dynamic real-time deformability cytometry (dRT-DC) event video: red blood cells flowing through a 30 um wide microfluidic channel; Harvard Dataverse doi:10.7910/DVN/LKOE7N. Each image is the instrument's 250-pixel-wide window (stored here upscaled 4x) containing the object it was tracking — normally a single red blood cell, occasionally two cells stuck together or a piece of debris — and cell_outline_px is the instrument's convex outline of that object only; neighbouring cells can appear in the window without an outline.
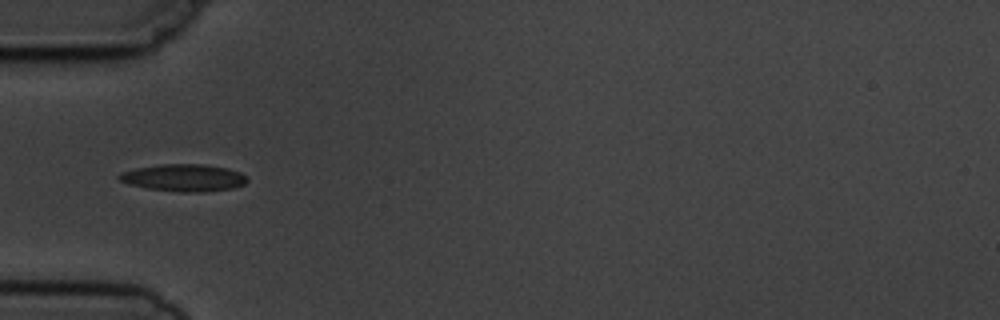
{"species": "common noctule bat (a hibernating species)", "species_latin": "Nyctalus noctula", "temperature_condition": "cold", "stored_images_in_passage": 8, "camera_frame_rate_fps": 3000, "um_per_image_px": 0.085, "animal": {"sex": "male", "body_mass_g": 19.5, "forearm_length_mm": 54.6}, "frame": {"image": 1, "passage_image": 6, "time_ms": 5.667, "image_size_px": [1000, 320], "cell_outline_px": [[248, 180], [244, 184], [232, 188], [200, 192], [180, 192], [148, 188], [128, 184], [120, 180], [116, 176], [120, 172], [136, 168], [164, 164], [204, 164], [228, 168], [240, 172], [248, 176]], "centroid_in_image_um": [15.63, 15.1], "position_along_channel_um": 69.4, "area_um2": 20.29}}
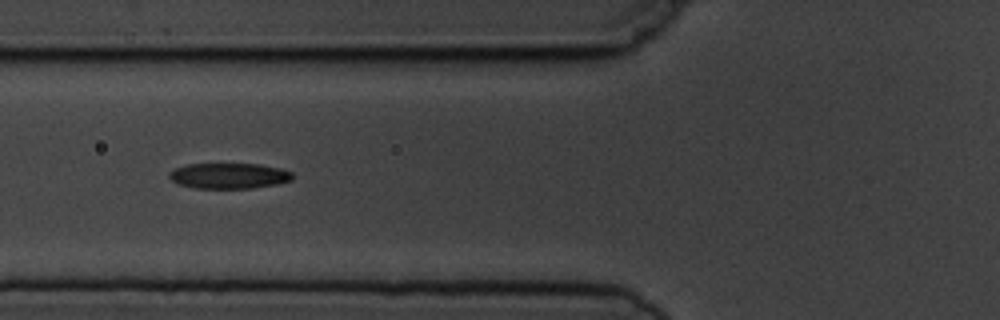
{"frame": {"image": 2, "passage_image": 7, "time_ms": 6.667, "image_size_px": [1000, 320], "cell_outline_px": [[292, 180], [276, 184], [252, 188], [196, 188], [180, 184], [172, 180], [168, 176], [176, 168], [188, 164], [260, 164], [280, 168], [292, 172]], "centroid_in_image_um": [19.5, 14.94], "position_along_channel_um": 106.3, "area_um2": 18.15}}
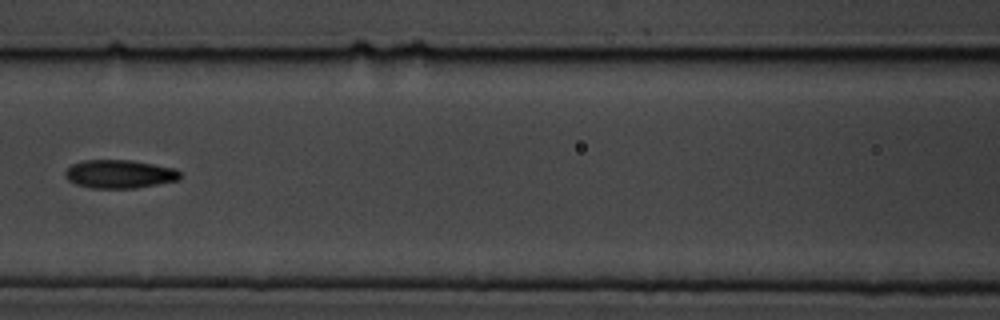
{"frame": {"image": 3, "passage_image": 8, "time_ms": 8.0, "image_size_px": [1000, 320], "cell_outline_px": [[180, 180], [136, 188], [92, 188], [76, 184], [68, 180], [64, 176], [64, 172], [72, 164], [84, 160], [132, 160], [176, 168], [180, 172]], "centroid_in_image_um": [10.17, 14.79], "position_along_channel_um": 156.4, "area_um2": 19.13}}